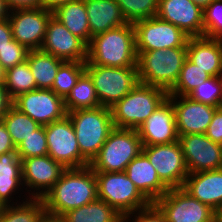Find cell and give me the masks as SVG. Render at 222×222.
<instances>
[{"instance_id":"d6a6232c","label":"cell","mask_w":222,"mask_h":222,"mask_svg":"<svg viewBox=\"0 0 222 222\" xmlns=\"http://www.w3.org/2000/svg\"><path fill=\"white\" fill-rule=\"evenodd\" d=\"M86 70V61H65L60 67L52 84V91L65 99Z\"/></svg>"},{"instance_id":"5bb4252c","label":"cell","mask_w":222,"mask_h":222,"mask_svg":"<svg viewBox=\"0 0 222 222\" xmlns=\"http://www.w3.org/2000/svg\"><path fill=\"white\" fill-rule=\"evenodd\" d=\"M13 106L41 126L63 119L67 112L64 99L50 89H35L13 100Z\"/></svg>"},{"instance_id":"e575fe53","label":"cell","mask_w":222,"mask_h":222,"mask_svg":"<svg viewBox=\"0 0 222 222\" xmlns=\"http://www.w3.org/2000/svg\"><path fill=\"white\" fill-rule=\"evenodd\" d=\"M128 23L156 16L159 0H116Z\"/></svg>"},{"instance_id":"d590c367","label":"cell","mask_w":222,"mask_h":222,"mask_svg":"<svg viewBox=\"0 0 222 222\" xmlns=\"http://www.w3.org/2000/svg\"><path fill=\"white\" fill-rule=\"evenodd\" d=\"M16 152L21 160L31 157L48 155L45 126H39L17 147Z\"/></svg>"},{"instance_id":"836d02e7","label":"cell","mask_w":222,"mask_h":222,"mask_svg":"<svg viewBox=\"0 0 222 222\" xmlns=\"http://www.w3.org/2000/svg\"><path fill=\"white\" fill-rule=\"evenodd\" d=\"M210 77L207 72L201 70L187 58L182 66L177 83L168 92V95L188 96L198 85Z\"/></svg>"},{"instance_id":"e0dca14e","label":"cell","mask_w":222,"mask_h":222,"mask_svg":"<svg viewBox=\"0 0 222 222\" xmlns=\"http://www.w3.org/2000/svg\"><path fill=\"white\" fill-rule=\"evenodd\" d=\"M167 99L175 111L178 136L205 134L218 108L194 101L188 96L168 95Z\"/></svg>"},{"instance_id":"1f68e13d","label":"cell","mask_w":222,"mask_h":222,"mask_svg":"<svg viewBox=\"0 0 222 222\" xmlns=\"http://www.w3.org/2000/svg\"><path fill=\"white\" fill-rule=\"evenodd\" d=\"M1 121L6 126L15 147L40 126L31 117L21 113L14 106L7 111Z\"/></svg>"},{"instance_id":"7dc6e473","label":"cell","mask_w":222,"mask_h":222,"mask_svg":"<svg viewBox=\"0 0 222 222\" xmlns=\"http://www.w3.org/2000/svg\"><path fill=\"white\" fill-rule=\"evenodd\" d=\"M39 222H65V220L61 215H56L45 211L42 214Z\"/></svg>"},{"instance_id":"83f0119b","label":"cell","mask_w":222,"mask_h":222,"mask_svg":"<svg viewBox=\"0 0 222 222\" xmlns=\"http://www.w3.org/2000/svg\"><path fill=\"white\" fill-rule=\"evenodd\" d=\"M65 222H122L123 216L103 200L96 199L89 204L63 214Z\"/></svg>"},{"instance_id":"3957f363","label":"cell","mask_w":222,"mask_h":222,"mask_svg":"<svg viewBox=\"0 0 222 222\" xmlns=\"http://www.w3.org/2000/svg\"><path fill=\"white\" fill-rule=\"evenodd\" d=\"M136 52L139 82L169 92L177 83L187 59L186 47Z\"/></svg>"},{"instance_id":"f5cc1de1","label":"cell","mask_w":222,"mask_h":222,"mask_svg":"<svg viewBox=\"0 0 222 222\" xmlns=\"http://www.w3.org/2000/svg\"><path fill=\"white\" fill-rule=\"evenodd\" d=\"M218 81L220 83L221 92H222V71L217 75Z\"/></svg>"},{"instance_id":"7c38bea8","label":"cell","mask_w":222,"mask_h":222,"mask_svg":"<svg viewBox=\"0 0 222 222\" xmlns=\"http://www.w3.org/2000/svg\"><path fill=\"white\" fill-rule=\"evenodd\" d=\"M142 153L157 171L159 179L169 189L183 187L189 173L179 141L143 146Z\"/></svg>"},{"instance_id":"7402d4cb","label":"cell","mask_w":222,"mask_h":222,"mask_svg":"<svg viewBox=\"0 0 222 222\" xmlns=\"http://www.w3.org/2000/svg\"><path fill=\"white\" fill-rule=\"evenodd\" d=\"M125 173L151 203H154L169 190L159 179L157 171L142 152L127 165Z\"/></svg>"},{"instance_id":"816d5d0a","label":"cell","mask_w":222,"mask_h":222,"mask_svg":"<svg viewBox=\"0 0 222 222\" xmlns=\"http://www.w3.org/2000/svg\"><path fill=\"white\" fill-rule=\"evenodd\" d=\"M4 82H5V70L0 64V84H4Z\"/></svg>"},{"instance_id":"ee69618b","label":"cell","mask_w":222,"mask_h":222,"mask_svg":"<svg viewBox=\"0 0 222 222\" xmlns=\"http://www.w3.org/2000/svg\"><path fill=\"white\" fill-rule=\"evenodd\" d=\"M13 40L11 25L9 19L0 21V50L8 46V43Z\"/></svg>"},{"instance_id":"d6986e66","label":"cell","mask_w":222,"mask_h":222,"mask_svg":"<svg viewBox=\"0 0 222 222\" xmlns=\"http://www.w3.org/2000/svg\"><path fill=\"white\" fill-rule=\"evenodd\" d=\"M157 17L172 23L189 37H203V9L191 0H159Z\"/></svg>"},{"instance_id":"ac0fdd59","label":"cell","mask_w":222,"mask_h":222,"mask_svg":"<svg viewBox=\"0 0 222 222\" xmlns=\"http://www.w3.org/2000/svg\"><path fill=\"white\" fill-rule=\"evenodd\" d=\"M41 50L63 61H86L87 44L73 35L53 16L50 18Z\"/></svg>"},{"instance_id":"4dcf8cb0","label":"cell","mask_w":222,"mask_h":222,"mask_svg":"<svg viewBox=\"0 0 222 222\" xmlns=\"http://www.w3.org/2000/svg\"><path fill=\"white\" fill-rule=\"evenodd\" d=\"M4 86L12 100L23 93L37 89L27 60L5 71Z\"/></svg>"},{"instance_id":"52a82bcc","label":"cell","mask_w":222,"mask_h":222,"mask_svg":"<svg viewBox=\"0 0 222 222\" xmlns=\"http://www.w3.org/2000/svg\"><path fill=\"white\" fill-rule=\"evenodd\" d=\"M97 197L127 217L151 202L138 190L125 172H95Z\"/></svg>"},{"instance_id":"2e32d148","label":"cell","mask_w":222,"mask_h":222,"mask_svg":"<svg viewBox=\"0 0 222 222\" xmlns=\"http://www.w3.org/2000/svg\"><path fill=\"white\" fill-rule=\"evenodd\" d=\"M178 141L189 174L222 168V145L205 134L181 135Z\"/></svg>"},{"instance_id":"8d00e7d4","label":"cell","mask_w":222,"mask_h":222,"mask_svg":"<svg viewBox=\"0 0 222 222\" xmlns=\"http://www.w3.org/2000/svg\"><path fill=\"white\" fill-rule=\"evenodd\" d=\"M192 100L214 107H222V92L217 76L198 85L189 95Z\"/></svg>"},{"instance_id":"8992f818","label":"cell","mask_w":222,"mask_h":222,"mask_svg":"<svg viewBox=\"0 0 222 222\" xmlns=\"http://www.w3.org/2000/svg\"><path fill=\"white\" fill-rule=\"evenodd\" d=\"M142 148L137 129L114 128L89 166L94 172H125Z\"/></svg>"},{"instance_id":"681fc988","label":"cell","mask_w":222,"mask_h":222,"mask_svg":"<svg viewBox=\"0 0 222 222\" xmlns=\"http://www.w3.org/2000/svg\"><path fill=\"white\" fill-rule=\"evenodd\" d=\"M196 5L200 6L204 9L208 4H210L213 0H191Z\"/></svg>"},{"instance_id":"74e56055","label":"cell","mask_w":222,"mask_h":222,"mask_svg":"<svg viewBox=\"0 0 222 222\" xmlns=\"http://www.w3.org/2000/svg\"><path fill=\"white\" fill-rule=\"evenodd\" d=\"M204 37L222 40V0H213L203 9Z\"/></svg>"},{"instance_id":"277c9868","label":"cell","mask_w":222,"mask_h":222,"mask_svg":"<svg viewBox=\"0 0 222 222\" xmlns=\"http://www.w3.org/2000/svg\"><path fill=\"white\" fill-rule=\"evenodd\" d=\"M167 97L168 92L163 88L139 82L110 108L114 127L138 129Z\"/></svg>"},{"instance_id":"9c48e42d","label":"cell","mask_w":222,"mask_h":222,"mask_svg":"<svg viewBox=\"0 0 222 222\" xmlns=\"http://www.w3.org/2000/svg\"><path fill=\"white\" fill-rule=\"evenodd\" d=\"M136 51L187 47L189 36L177 26L153 16L133 23Z\"/></svg>"},{"instance_id":"4316f807","label":"cell","mask_w":222,"mask_h":222,"mask_svg":"<svg viewBox=\"0 0 222 222\" xmlns=\"http://www.w3.org/2000/svg\"><path fill=\"white\" fill-rule=\"evenodd\" d=\"M33 74L37 89H50L59 67L65 62L41 49L29 50L26 58Z\"/></svg>"},{"instance_id":"f546056e","label":"cell","mask_w":222,"mask_h":222,"mask_svg":"<svg viewBox=\"0 0 222 222\" xmlns=\"http://www.w3.org/2000/svg\"><path fill=\"white\" fill-rule=\"evenodd\" d=\"M26 199V200H25ZM23 203L0 207V222H39L45 212V205L40 198L26 196ZM25 200V201H24Z\"/></svg>"},{"instance_id":"484cf974","label":"cell","mask_w":222,"mask_h":222,"mask_svg":"<svg viewBox=\"0 0 222 222\" xmlns=\"http://www.w3.org/2000/svg\"><path fill=\"white\" fill-rule=\"evenodd\" d=\"M53 17L62 23L73 35L87 45L91 41L89 21L84 0L67 2L55 8Z\"/></svg>"},{"instance_id":"d4e9b609","label":"cell","mask_w":222,"mask_h":222,"mask_svg":"<svg viewBox=\"0 0 222 222\" xmlns=\"http://www.w3.org/2000/svg\"><path fill=\"white\" fill-rule=\"evenodd\" d=\"M23 188L21 159L17 152L0 155V205L19 204L17 200H12L14 195L20 193L18 191L22 189L23 192Z\"/></svg>"},{"instance_id":"603a6c76","label":"cell","mask_w":222,"mask_h":222,"mask_svg":"<svg viewBox=\"0 0 222 222\" xmlns=\"http://www.w3.org/2000/svg\"><path fill=\"white\" fill-rule=\"evenodd\" d=\"M187 58L211 77L222 71V40L207 37H189Z\"/></svg>"},{"instance_id":"ffe728a7","label":"cell","mask_w":222,"mask_h":222,"mask_svg":"<svg viewBox=\"0 0 222 222\" xmlns=\"http://www.w3.org/2000/svg\"><path fill=\"white\" fill-rule=\"evenodd\" d=\"M142 145L170 144L178 141L175 111L167 99L137 129Z\"/></svg>"},{"instance_id":"f6af8a7d","label":"cell","mask_w":222,"mask_h":222,"mask_svg":"<svg viewBox=\"0 0 222 222\" xmlns=\"http://www.w3.org/2000/svg\"><path fill=\"white\" fill-rule=\"evenodd\" d=\"M12 106L13 100L9 96L4 84H0V121Z\"/></svg>"},{"instance_id":"7a4b0ae2","label":"cell","mask_w":222,"mask_h":222,"mask_svg":"<svg viewBox=\"0 0 222 222\" xmlns=\"http://www.w3.org/2000/svg\"><path fill=\"white\" fill-rule=\"evenodd\" d=\"M137 56L134 25L127 23L91 38L86 65L137 67Z\"/></svg>"},{"instance_id":"8fae6325","label":"cell","mask_w":222,"mask_h":222,"mask_svg":"<svg viewBox=\"0 0 222 222\" xmlns=\"http://www.w3.org/2000/svg\"><path fill=\"white\" fill-rule=\"evenodd\" d=\"M166 222H212L215 211L192 197L182 187L169 189L154 202Z\"/></svg>"},{"instance_id":"f35d334b","label":"cell","mask_w":222,"mask_h":222,"mask_svg":"<svg viewBox=\"0 0 222 222\" xmlns=\"http://www.w3.org/2000/svg\"><path fill=\"white\" fill-rule=\"evenodd\" d=\"M28 52L29 50L24 45L13 39L8 43V46L0 50V64L7 71L15 65L26 61Z\"/></svg>"},{"instance_id":"30bf717a","label":"cell","mask_w":222,"mask_h":222,"mask_svg":"<svg viewBox=\"0 0 222 222\" xmlns=\"http://www.w3.org/2000/svg\"><path fill=\"white\" fill-rule=\"evenodd\" d=\"M48 155L65 169L89 166V162L81 155L77 137L70 118L45 125Z\"/></svg>"},{"instance_id":"ab89813d","label":"cell","mask_w":222,"mask_h":222,"mask_svg":"<svg viewBox=\"0 0 222 222\" xmlns=\"http://www.w3.org/2000/svg\"><path fill=\"white\" fill-rule=\"evenodd\" d=\"M133 216V218H132ZM135 217V218H134ZM132 220H131V219ZM166 222V219L159 208L151 203L149 206L139 209L123 218L122 222Z\"/></svg>"},{"instance_id":"cb8c5ba5","label":"cell","mask_w":222,"mask_h":222,"mask_svg":"<svg viewBox=\"0 0 222 222\" xmlns=\"http://www.w3.org/2000/svg\"><path fill=\"white\" fill-rule=\"evenodd\" d=\"M91 38L127 24L116 0H84Z\"/></svg>"},{"instance_id":"6da1fadb","label":"cell","mask_w":222,"mask_h":222,"mask_svg":"<svg viewBox=\"0 0 222 222\" xmlns=\"http://www.w3.org/2000/svg\"><path fill=\"white\" fill-rule=\"evenodd\" d=\"M97 180L90 166L65 169L42 198L45 211L63 215L97 199Z\"/></svg>"},{"instance_id":"7bdbcfd3","label":"cell","mask_w":222,"mask_h":222,"mask_svg":"<svg viewBox=\"0 0 222 222\" xmlns=\"http://www.w3.org/2000/svg\"><path fill=\"white\" fill-rule=\"evenodd\" d=\"M9 10L42 8V0H5Z\"/></svg>"},{"instance_id":"5b68a950","label":"cell","mask_w":222,"mask_h":222,"mask_svg":"<svg viewBox=\"0 0 222 222\" xmlns=\"http://www.w3.org/2000/svg\"><path fill=\"white\" fill-rule=\"evenodd\" d=\"M77 137L81 155L91 163L115 128L110 108L99 106L67 113Z\"/></svg>"},{"instance_id":"f1b7e54d","label":"cell","mask_w":222,"mask_h":222,"mask_svg":"<svg viewBox=\"0 0 222 222\" xmlns=\"http://www.w3.org/2000/svg\"><path fill=\"white\" fill-rule=\"evenodd\" d=\"M66 112L101 106L91 77L84 72L64 99Z\"/></svg>"},{"instance_id":"bcb514c9","label":"cell","mask_w":222,"mask_h":222,"mask_svg":"<svg viewBox=\"0 0 222 222\" xmlns=\"http://www.w3.org/2000/svg\"><path fill=\"white\" fill-rule=\"evenodd\" d=\"M76 0H42V7L53 11L58 6Z\"/></svg>"},{"instance_id":"60d3db41","label":"cell","mask_w":222,"mask_h":222,"mask_svg":"<svg viewBox=\"0 0 222 222\" xmlns=\"http://www.w3.org/2000/svg\"><path fill=\"white\" fill-rule=\"evenodd\" d=\"M205 135L213 142L222 145V107L215 110Z\"/></svg>"},{"instance_id":"b9f144b4","label":"cell","mask_w":222,"mask_h":222,"mask_svg":"<svg viewBox=\"0 0 222 222\" xmlns=\"http://www.w3.org/2000/svg\"><path fill=\"white\" fill-rule=\"evenodd\" d=\"M8 152H16V147L7 132L6 126L0 121V155Z\"/></svg>"},{"instance_id":"9a60e30c","label":"cell","mask_w":222,"mask_h":222,"mask_svg":"<svg viewBox=\"0 0 222 222\" xmlns=\"http://www.w3.org/2000/svg\"><path fill=\"white\" fill-rule=\"evenodd\" d=\"M21 170L23 187L26 186L24 190L29 197L42 199L60 179L65 168L49 155H44L21 160Z\"/></svg>"},{"instance_id":"c3c4849f","label":"cell","mask_w":222,"mask_h":222,"mask_svg":"<svg viewBox=\"0 0 222 222\" xmlns=\"http://www.w3.org/2000/svg\"><path fill=\"white\" fill-rule=\"evenodd\" d=\"M10 10L6 5L5 0H0V21H3L8 18Z\"/></svg>"},{"instance_id":"ba28073f","label":"cell","mask_w":222,"mask_h":222,"mask_svg":"<svg viewBox=\"0 0 222 222\" xmlns=\"http://www.w3.org/2000/svg\"><path fill=\"white\" fill-rule=\"evenodd\" d=\"M85 72L92 79L100 105L107 108L114 106L139 83L137 67L86 65Z\"/></svg>"},{"instance_id":"4fadbf2b","label":"cell","mask_w":222,"mask_h":222,"mask_svg":"<svg viewBox=\"0 0 222 222\" xmlns=\"http://www.w3.org/2000/svg\"><path fill=\"white\" fill-rule=\"evenodd\" d=\"M52 16V11L43 7L10 11L8 19L13 39L28 50L41 49Z\"/></svg>"},{"instance_id":"44dd1931","label":"cell","mask_w":222,"mask_h":222,"mask_svg":"<svg viewBox=\"0 0 222 222\" xmlns=\"http://www.w3.org/2000/svg\"><path fill=\"white\" fill-rule=\"evenodd\" d=\"M182 188L215 211L222 204V168L188 174Z\"/></svg>"},{"instance_id":"f907efd6","label":"cell","mask_w":222,"mask_h":222,"mask_svg":"<svg viewBox=\"0 0 222 222\" xmlns=\"http://www.w3.org/2000/svg\"><path fill=\"white\" fill-rule=\"evenodd\" d=\"M216 222H222V204L215 210Z\"/></svg>"}]
</instances>
